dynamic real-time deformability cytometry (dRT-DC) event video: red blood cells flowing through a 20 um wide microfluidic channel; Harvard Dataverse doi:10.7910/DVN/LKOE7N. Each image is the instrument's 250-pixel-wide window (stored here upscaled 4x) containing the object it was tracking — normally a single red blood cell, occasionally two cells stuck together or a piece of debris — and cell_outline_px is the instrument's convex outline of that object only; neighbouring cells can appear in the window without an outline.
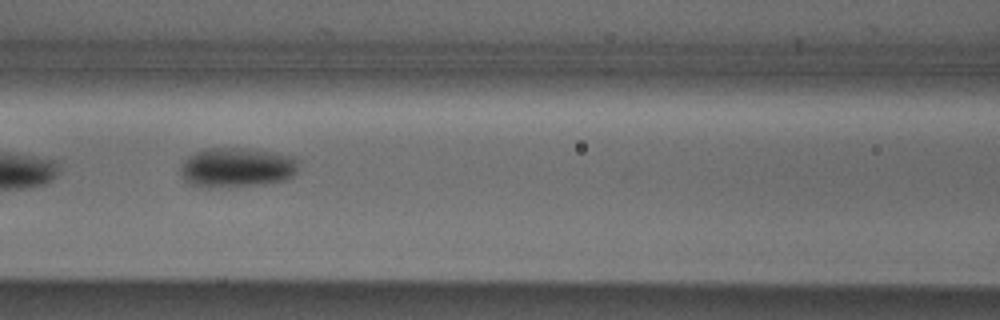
{"species": "Egyptian fruit bat (a non-hibernating species)", "species_latin": "Rousettus aegyptiacus", "temperature_condition": "cold", "stored_images_in_passage": 5, "camera_frame_rate_fps": 3000, "um_per_image_px": 0.085, "animal": {"sex": "male"}, "frame": {"image": 1, "passage_image": 3, "time_ms": 2.667, "image_size_px": [1000, 320], "cell_outline_px": [[300, 160], [296, 172], [292, 176], [284, 180], [264, 184], [188, 184], [180, 176], [180, 168], [184, 160], [188, 156], [204, 148], [244, 148], [292, 156]], "centroid_in_image_um": [20.15, 14.18], "position_along_channel_um": 146.5, "area_um2": 26.36}}
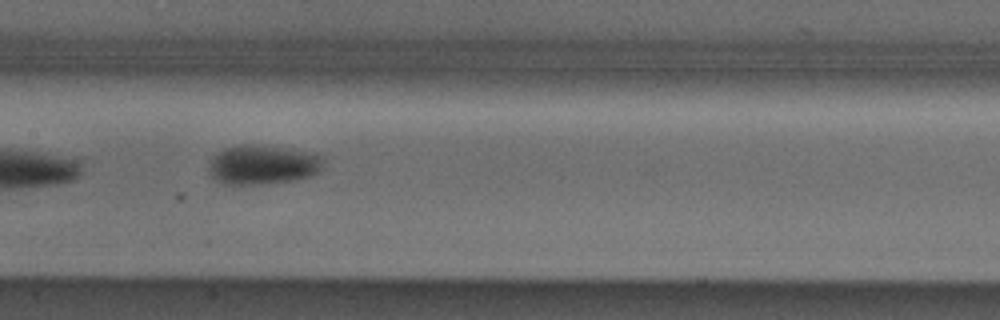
{"frame": {"image": 2, "passage_image": 4, "time_ms": 3.667, "image_size_px": [1000, 320], "cell_outline_px": [[324, 160], [320, 168], [312, 176], [292, 180], [256, 184], [224, 184], [216, 180], [212, 176], [208, 168], [208, 160], [216, 152], [224, 148], [240, 144], [256, 144], [312, 152], [324, 156]], "centroid_in_image_um": [22.29, 13.98], "position_along_channel_um": 185.1, "area_um2": 26.47}}
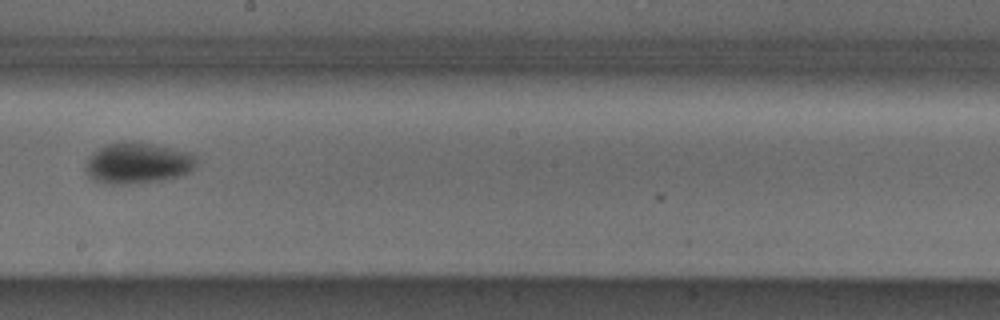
{"frame": {"image": 3, "passage_image": 5, "time_ms": 5.0, "image_size_px": [1000, 320], "cell_outline_px": [[196, 164], [188, 172], [180, 176], [160, 180], [124, 184], [104, 184], [92, 180], [88, 176], [84, 168], [92, 152], [108, 144], [148, 144], [172, 148], [188, 152], [196, 156]], "centroid_in_image_um": [11.67, 13.91], "position_along_channel_um": 236.5, "area_um2": 25.78}}